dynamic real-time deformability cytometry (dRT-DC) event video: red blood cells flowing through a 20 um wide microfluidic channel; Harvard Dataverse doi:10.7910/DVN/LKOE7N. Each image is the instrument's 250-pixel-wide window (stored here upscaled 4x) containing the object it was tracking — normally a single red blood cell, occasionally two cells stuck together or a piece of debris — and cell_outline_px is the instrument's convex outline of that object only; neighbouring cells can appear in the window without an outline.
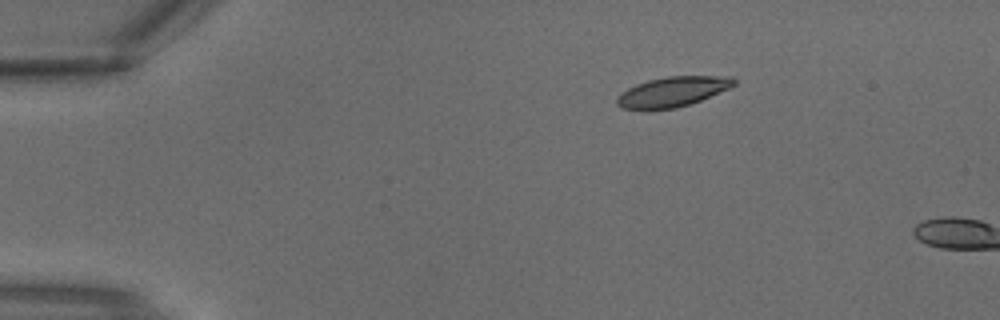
{"species": "common noctule bat (a hibernating species)", "species_latin": "Nyctalus noctula", "temperature_condition": "warm", "stored_images_in_passage": 2, "camera_frame_rate_fps": 3000, "um_per_image_px": 0.085, "animal": {"sex": "male", "body_mass_g": 18.8}, "frame": {"image": 1, "passage_image": 1, "time_ms": 0.0, "image_size_px": [1000, 320], "cell_outline_px": [[736, 84], [728, 88], [700, 100], [676, 108], [620, 108], [616, 104], [616, 100], [620, 92], [636, 84], [648, 80], [668, 76], [732, 76], [736, 80]], "centroid_in_image_um": [57.16, 7.77], "position_along_channel_um": 27.8, "area_um2": 20.06}}